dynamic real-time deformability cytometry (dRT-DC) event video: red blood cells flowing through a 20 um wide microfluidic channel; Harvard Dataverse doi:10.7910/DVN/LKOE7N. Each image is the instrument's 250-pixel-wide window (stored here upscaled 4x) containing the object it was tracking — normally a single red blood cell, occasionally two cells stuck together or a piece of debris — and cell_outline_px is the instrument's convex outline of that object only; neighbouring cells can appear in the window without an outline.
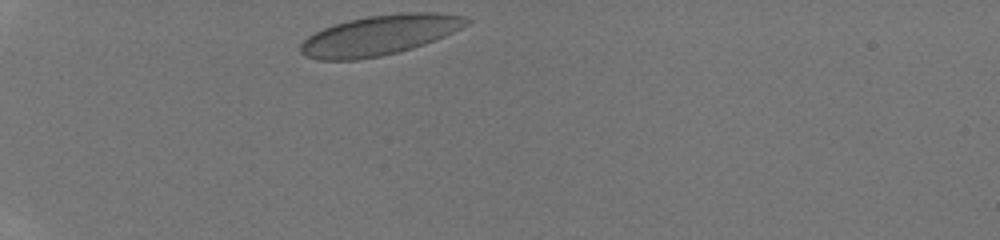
{"species": "human", "species_latin": "Homo sapiens", "temperature_condition": "room temperature", "stored_images_in_passage": 28, "camera_frame_rate_fps": 3000, "um_per_image_px": 0.085, "donor": {"sex": "male"}, "frame": {"image": 1, "passage_image": 1, "time_ms": 0.0, "image_size_px": [1000, 240], "cell_outline_px": [[472, 20], [468, 24], [444, 36], [424, 44], [412, 48], [380, 56], [356, 60], [320, 60], [304, 56], [300, 52], [300, 44], [308, 36], [324, 28], [348, 20], [368, 16], [400, 12], [436, 12], [464, 16]], "centroid_in_image_um": [32.26, 2.98], "position_along_channel_um": 52.7, "area_um2": 38.55}}
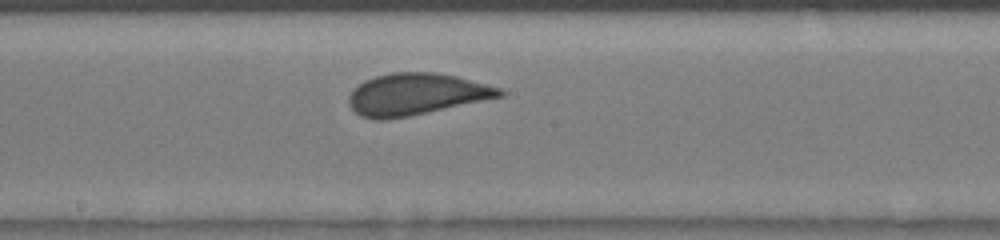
{"frame": {"image": 2, "passage_image": 14, "time_ms": 4.333, "image_size_px": [1000, 240], "cell_outline_px": [[504, 96], [408, 116], [384, 120], [376, 120], [360, 116], [348, 104], [348, 96], [352, 88], [364, 80], [376, 76], [392, 72], [436, 72], [456, 76], [500, 88], [504, 92]], "centroid_in_image_um": [35.31, 8.0], "position_along_channel_um": 212.9, "area_um2": 36.59}}
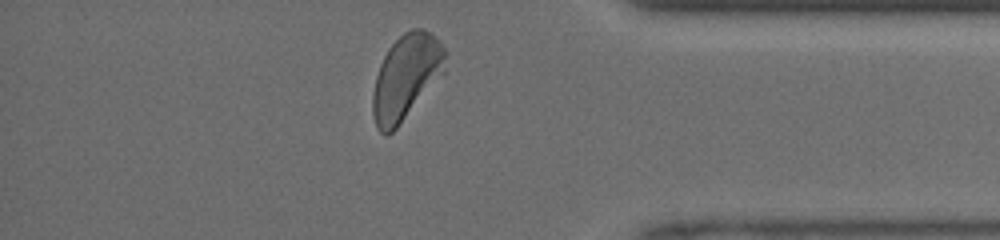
{"frame": {"image": 3, "passage_image": 27, "time_ms": 8.667, "image_size_px": [1000, 240], "cell_outline_px": [[448, 52], [444, 72], [396, 128], [388, 136], [384, 136], [376, 128], [372, 112], [372, 96], [376, 76], [380, 64], [388, 48], [404, 32], [412, 28], [424, 28], [432, 32]], "centroid_in_image_um": [34.52, 6.53], "position_along_channel_um": 400.7, "area_um2": 36.01}}